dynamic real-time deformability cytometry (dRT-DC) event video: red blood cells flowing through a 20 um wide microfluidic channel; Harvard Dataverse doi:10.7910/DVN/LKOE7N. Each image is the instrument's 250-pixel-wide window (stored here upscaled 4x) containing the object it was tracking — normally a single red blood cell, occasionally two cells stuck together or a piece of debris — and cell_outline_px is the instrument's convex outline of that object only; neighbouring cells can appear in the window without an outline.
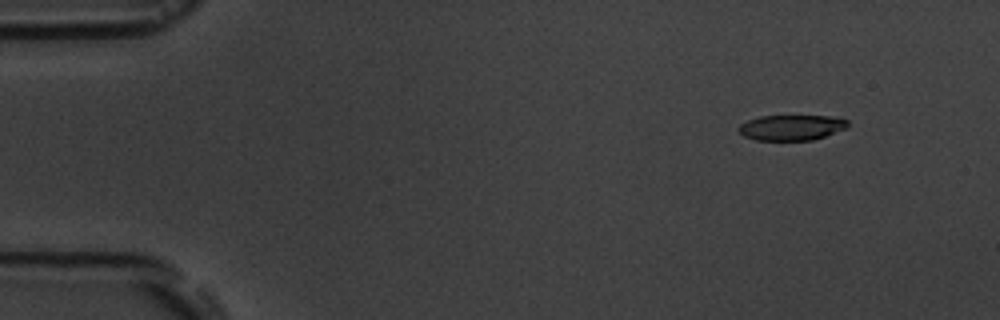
{"species": "common noctule bat (a hibernating species)", "species_latin": "Nyctalus noctula", "temperature_condition": "room temperature", "stored_images_in_passage": 6, "camera_frame_rate_fps": 3000, "um_per_image_px": 0.085, "animal": {"sex": "male", "body_mass_g": 19.5, "forearm_length_mm": 54.6}, "frame": {"image": 1, "passage_image": 2, "time_ms": 1.0, "image_size_px": [1000, 320], "cell_outline_px": [[848, 128], [812, 140], [756, 140], [744, 136], [736, 128], [740, 124], [748, 120], [760, 116], [832, 116], [848, 120]], "centroid_in_image_um": [67.27, 10.84], "position_along_channel_um": 17.7, "area_um2": 16.18}}
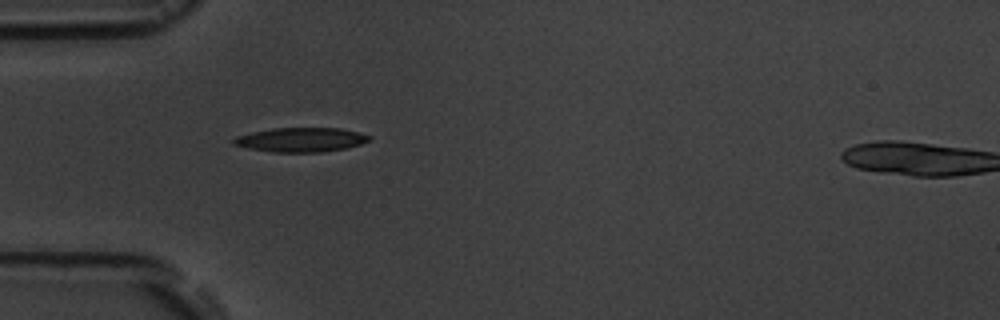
{"frame": {"image": 2, "passage_image": 5, "time_ms": 4.667, "image_size_px": [1000, 320], "cell_outline_px": [[372, 136], [368, 140], [360, 144], [344, 148], [320, 152], [272, 152], [248, 148], [232, 144], [232, 140], [236, 136], [252, 132], [272, 128], [340, 128]], "centroid_in_image_um": [25.52, 11.87], "position_along_channel_um": 59.5, "area_um2": 19.02}}